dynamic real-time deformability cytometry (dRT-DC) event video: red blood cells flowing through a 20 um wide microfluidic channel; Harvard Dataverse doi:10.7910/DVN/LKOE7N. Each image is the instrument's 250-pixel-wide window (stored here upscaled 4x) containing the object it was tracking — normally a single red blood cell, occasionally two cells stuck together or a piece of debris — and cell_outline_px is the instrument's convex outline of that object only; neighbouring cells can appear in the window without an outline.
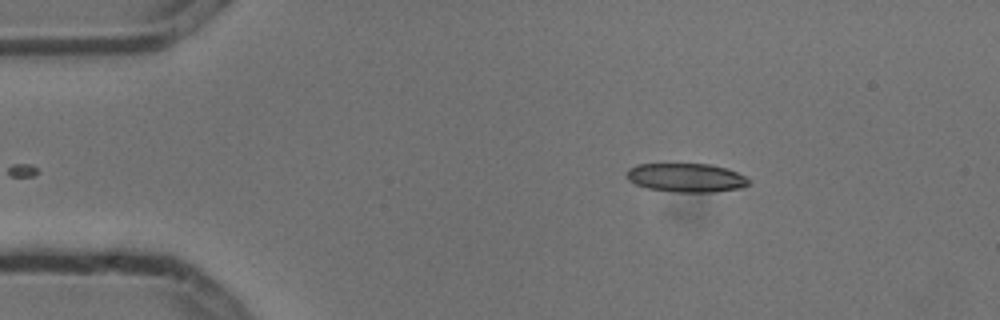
{"species": "common noctule bat (a hibernating species)", "species_latin": "Nyctalus noctula", "temperature_condition": "cold", "stored_images_in_passage": 5, "camera_frame_rate_fps": 3000, "um_per_image_px": 0.085, "animal": {"sex": "male", "body_mass_g": 13.3}, "frame": {"image": 1, "passage_image": 5, "time_ms": 1.333, "image_size_px": [1000, 320], "cell_outline_px": [[752, 180], [748, 184], [740, 188], [712, 192], [676, 192], [648, 188], [636, 184], [628, 180], [628, 168], [636, 164], [712, 164], [728, 168]], "centroid_in_image_um": [58.35, 15.09], "position_along_channel_um": 26.6, "area_um2": 20.46}}